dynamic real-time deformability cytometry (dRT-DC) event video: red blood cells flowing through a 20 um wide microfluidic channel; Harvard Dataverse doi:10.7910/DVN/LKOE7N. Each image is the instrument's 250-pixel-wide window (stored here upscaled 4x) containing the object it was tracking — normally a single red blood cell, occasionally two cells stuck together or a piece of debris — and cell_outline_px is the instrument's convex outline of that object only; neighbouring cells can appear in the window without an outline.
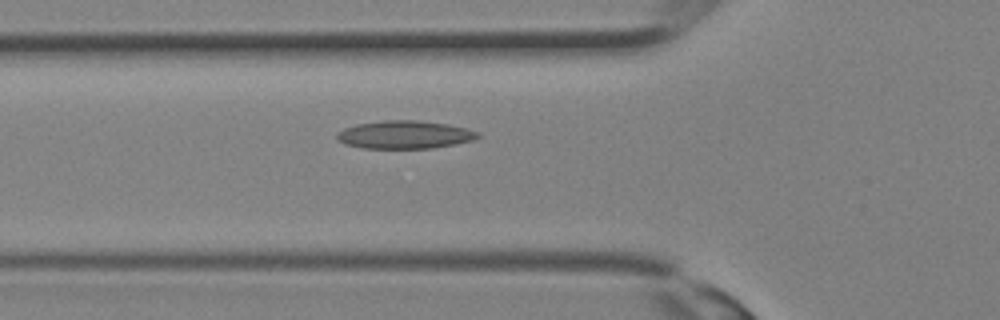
{"species": "Egyptian fruit bat (a non-hibernating species)", "species_latin": "Rousettus aegyptiacus", "temperature_condition": "room temperature", "stored_images_in_passage": 22, "camera_frame_rate_fps": 3000, "um_per_image_px": 0.085, "animal": {"sex": "female"}, "frame": {"image": 1, "passage_image": 10, "time_ms": 3.0, "image_size_px": [1000, 320], "cell_outline_px": [[480, 136], [472, 140], [456, 144], [432, 148], [364, 148], [344, 144], [336, 140], [336, 136], [344, 128], [356, 124], [384, 120], [416, 120], [448, 124], [468, 128], [480, 132]], "centroid_in_image_um": [34.41, 11.44], "position_along_channel_um": 91.4, "area_um2": 23.06}}
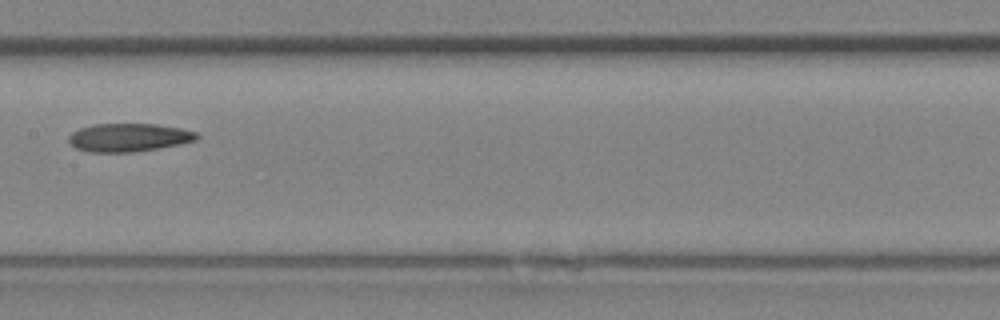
{"frame": {"image": 2, "passage_image": 15, "time_ms": 4.667, "image_size_px": [1000, 320], "cell_outline_px": [[200, 136], [196, 140], [180, 144], [132, 152], [88, 152], [76, 148], [68, 140], [68, 136], [72, 132], [80, 128], [92, 124], [156, 124], [180, 128], [196, 132]], "centroid_in_image_um": [10.93, 11.68], "position_along_channel_um": 196.5, "area_um2": 20.98}}
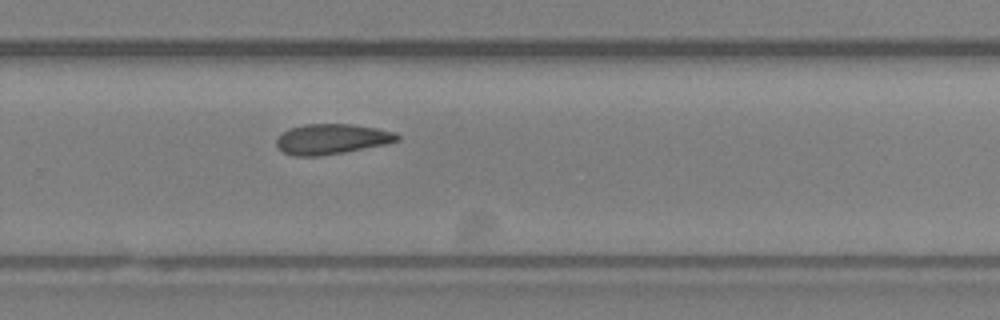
{"frame": {"image": 3, "passage_image": 20, "time_ms": 6.333, "image_size_px": [1000, 320], "cell_outline_px": [[400, 140], [388, 144], [344, 152], [320, 156], [296, 156], [284, 152], [276, 144], [276, 140], [288, 128], [304, 124], [352, 124], [376, 128], [396, 132], [400, 136]], "centroid_in_image_um": [28.24, 11.81], "position_along_channel_um": 301.6, "area_um2": 21.33}}